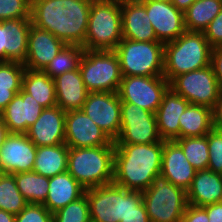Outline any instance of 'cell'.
Listing matches in <instances>:
<instances>
[{
	"mask_svg": "<svg viewBox=\"0 0 222 222\" xmlns=\"http://www.w3.org/2000/svg\"><path fill=\"white\" fill-rule=\"evenodd\" d=\"M180 138L202 137L213 129L212 109L189 104L179 118Z\"/></svg>",
	"mask_w": 222,
	"mask_h": 222,
	"instance_id": "29",
	"label": "cell"
},
{
	"mask_svg": "<svg viewBox=\"0 0 222 222\" xmlns=\"http://www.w3.org/2000/svg\"><path fill=\"white\" fill-rule=\"evenodd\" d=\"M84 50L79 45H65L43 71L54 79L65 72L78 69Z\"/></svg>",
	"mask_w": 222,
	"mask_h": 222,
	"instance_id": "33",
	"label": "cell"
},
{
	"mask_svg": "<svg viewBox=\"0 0 222 222\" xmlns=\"http://www.w3.org/2000/svg\"><path fill=\"white\" fill-rule=\"evenodd\" d=\"M27 204V200L18 190L14 175L2 173L0 175V210L17 215Z\"/></svg>",
	"mask_w": 222,
	"mask_h": 222,
	"instance_id": "32",
	"label": "cell"
},
{
	"mask_svg": "<svg viewBox=\"0 0 222 222\" xmlns=\"http://www.w3.org/2000/svg\"><path fill=\"white\" fill-rule=\"evenodd\" d=\"M187 192V203L204 207L222 202V174L203 169L196 172Z\"/></svg>",
	"mask_w": 222,
	"mask_h": 222,
	"instance_id": "24",
	"label": "cell"
},
{
	"mask_svg": "<svg viewBox=\"0 0 222 222\" xmlns=\"http://www.w3.org/2000/svg\"><path fill=\"white\" fill-rule=\"evenodd\" d=\"M43 110L44 107L21 89L0 113V117L10 133L25 134Z\"/></svg>",
	"mask_w": 222,
	"mask_h": 222,
	"instance_id": "18",
	"label": "cell"
},
{
	"mask_svg": "<svg viewBox=\"0 0 222 222\" xmlns=\"http://www.w3.org/2000/svg\"><path fill=\"white\" fill-rule=\"evenodd\" d=\"M6 32V61L24 63L28 49L31 19H11L0 21Z\"/></svg>",
	"mask_w": 222,
	"mask_h": 222,
	"instance_id": "26",
	"label": "cell"
},
{
	"mask_svg": "<svg viewBox=\"0 0 222 222\" xmlns=\"http://www.w3.org/2000/svg\"><path fill=\"white\" fill-rule=\"evenodd\" d=\"M120 222H150L143 201L136 207V211L129 213Z\"/></svg>",
	"mask_w": 222,
	"mask_h": 222,
	"instance_id": "43",
	"label": "cell"
},
{
	"mask_svg": "<svg viewBox=\"0 0 222 222\" xmlns=\"http://www.w3.org/2000/svg\"><path fill=\"white\" fill-rule=\"evenodd\" d=\"M85 188L68 171L49 178L48 195L43 204L52 214L85 194Z\"/></svg>",
	"mask_w": 222,
	"mask_h": 222,
	"instance_id": "25",
	"label": "cell"
},
{
	"mask_svg": "<svg viewBox=\"0 0 222 222\" xmlns=\"http://www.w3.org/2000/svg\"><path fill=\"white\" fill-rule=\"evenodd\" d=\"M142 197L150 222H181L188 205L187 192L161 173L142 192Z\"/></svg>",
	"mask_w": 222,
	"mask_h": 222,
	"instance_id": "7",
	"label": "cell"
},
{
	"mask_svg": "<svg viewBox=\"0 0 222 222\" xmlns=\"http://www.w3.org/2000/svg\"><path fill=\"white\" fill-rule=\"evenodd\" d=\"M115 145L69 147L67 171L85 189L113 183Z\"/></svg>",
	"mask_w": 222,
	"mask_h": 222,
	"instance_id": "4",
	"label": "cell"
},
{
	"mask_svg": "<svg viewBox=\"0 0 222 222\" xmlns=\"http://www.w3.org/2000/svg\"><path fill=\"white\" fill-rule=\"evenodd\" d=\"M122 39L121 0H92L82 47L87 50H115Z\"/></svg>",
	"mask_w": 222,
	"mask_h": 222,
	"instance_id": "5",
	"label": "cell"
},
{
	"mask_svg": "<svg viewBox=\"0 0 222 222\" xmlns=\"http://www.w3.org/2000/svg\"><path fill=\"white\" fill-rule=\"evenodd\" d=\"M0 222H15V215L4 210H0Z\"/></svg>",
	"mask_w": 222,
	"mask_h": 222,
	"instance_id": "50",
	"label": "cell"
},
{
	"mask_svg": "<svg viewBox=\"0 0 222 222\" xmlns=\"http://www.w3.org/2000/svg\"><path fill=\"white\" fill-rule=\"evenodd\" d=\"M203 208L207 211L209 222H222V202L209 204Z\"/></svg>",
	"mask_w": 222,
	"mask_h": 222,
	"instance_id": "44",
	"label": "cell"
},
{
	"mask_svg": "<svg viewBox=\"0 0 222 222\" xmlns=\"http://www.w3.org/2000/svg\"><path fill=\"white\" fill-rule=\"evenodd\" d=\"M6 32L7 30L0 22V61H6Z\"/></svg>",
	"mask_w": 222,
	"mask_h": 222,
	"instance_id": "47",
	"label": "cell"
},
{
	"mask_svg": "<svg viewBox=\"0 0 222 222\" xmlns=\"http://www.w3.org/2000/svg\"><path fill=\"white\" fill-rule=\"evenodd\" d=\"M197 170L189 163L180 145L175 141H164L161 174L173 185L187 191Z\"/></svg>",
	"mask_w": 222,
	"mask_h": 222,
	"instance_id": "21",
	"label": "cell"
},
{
	"mask_svg": "<svg viewBox=\"0 0 222 222\" xmlns=\"http://www.w3.org/2000/svg\"><path fill=\"white\" fill-rule=\"evenodd\" d=\"M162 141L155 113L132 103H121V130L115 144H149Z\"/></svg>",
	"mask_w": 222,
	"mask_h": 222,
	"instance_id": "11",
	"label": "cell"
},
{
	"mask_svg": "<svg viewBox=\"0 0 222 222\" xmlns=\"http://www.w3.org/2000/svg\"><path fill=\"white\" fill-rule=\"evenodd\" d=\"M195 1L196 0H171L172 4L183 12L186 11Z\"/></svg>",
	"mask_w": 222,
	"mask_h": 222,
	"instance_id": "48",
	"label": "cell"
},
{
	"mask_svg": "<svg viewBox=\"0 0 222 222\" xmlns=\"http://www.w3.org/2000/svg\"><path fill=\"white\" fill-rule=\"evenodd\" d=\"M15 222H53V214L43 204L28 203L15 215Z\"/></svg>",
	"mask_w": 222,
	"mask_h": 222,
	"instance_id": "39",
	"label": "cell"
},
{
	"mask_svg": "<svg viewBox=\"0 0 222 222\" xmlns=\"http://www.w3.org/2000/svg\"><path fill=\"white\" fill-rule=\"evenodd\" d=\"M121 24L123 38L144 42L159 41L140 0H121Z\"/></svg>",
	"mask_w": 222,
	"mask_h": 222,
	"instance_id": "20",
	"label": "cell"
},
{
	"mask_svg": "<svg viewBox=\"0 0 222 222\" xmlns=\"http://www.w3.org/2000/svg\"><path fill=\"white\" fill-rule=\"evenodd\" d=\"M203 33L212 48L222 46V10L208 24Z\"/></svg>",
	"mask_w": 222,
	"mask_h": 222,
	"instance_id": "40",
	"label": "cell"
},
{
	"mask_svg": "<svg viewBox=\"0 0 222 222\" xmlns=\"http://www.w3.org/2000/svg\"><path fill=\"white\" fill-rule=\"evenodd\" d=\"M211 50L203 32L185 31L164 43L163 76L170 82L180 74L209 66Z\"/></svg>",
	"mask_w": 222,
	"mask_h": 222,
	"instance_id": "3",
	"label": "cell"
},
{
	"mask_svg": "<svg viewBox=\"0 0 222 222\" xmlns=\"http://www.w3.org/2000/svg\"><path fill=\"white\" fill-rule=\"evenodd\" d=\"M91 222H120L143 201L142 192L114 183L85 190Z\"/></svg>",
	"mask_w": 222,
	"mask_h": 222,
	"instance_id": "6",
	"label": "cell"
},
{
	"mask_svg": "<svg viewBox=\"0 0 222 222\" xmlns=\"http://www.w3.org/2000/svg\"><path fill=\"white\" fill-rule=\"evenodd\" d=\"M92 0H31V23L66 45L83 46Z\"/></svg>",
	"mask_w": 222,
	"mask_h": 222,
	"instance_id": "1",
	"label": "cell"
},
{
	"mask_svg": "<svg viewBox=\"0 0 222 222\" xmlns=\"http://www.w3.org/2000/svg\"><path fill=\"white\" fill-rule=\"evenodd\" d=\"M66 44L47 30L31 24L28 36L26 69L44 70Z\"/></svg>",
	"mask_w": 222,
	"mask_h": 222,
	"instance_id": "19",
	"label": "cell"
},
{
	"mask_svg": "<svg viewBox=\"0 0 222 222\" xmlns=\"http://www.w3.org/2000/svg\"><path fill=\"white\" fill-rule=\"evenodd\" d=\"M213 129L222 131V94L212 109Z\"/></svg>",
	"mask_w": 222,
	"mask_h": 222,
	"instance_id": "45",
	"label": "cell"
},
{
	"mask_svg": "<svg viewBox=\"0 0 222 222\" xmlns=\"http://www.w3.org/2000/svg\"><path fill=\"white\" fill-rule=\"evenodd\" d=\"M190 103L170 87L164 93L155 115L159 135L164 141L180 138L179 118Z\"/></svg>",
	"mask_w": 222,
	"mask_h": 222,
	"instance_id": "22",
	"label": "cell"
},
{
	"mask_svg": "<svg viewBox=\"0 0 222 222\" xmlns=\"http://www.w3.org/2000/svg\"><path fill=\"white\" fill-rule=\"evenodd\" d=\"M22 89L44 108L57 105L54 79L42 70L25 69Z\"/></svg>",
	"mask_w": 222,
	"mask_h": 222,
	"instance_id": "27",
	"label": "cell"
},
{
	"mask_svg": "<svg viewBox=\"0 0 222 222\" xmlns=\"http://www.w3.org/2000/svg\"><path fill=\"white\" fill-rule=\"evenodd\" d=\"M9 134L10 132L8 131V128L4 125V122L0 117V149Z\"/></svg>",
	"mask_w": 222,
	"mask_h": 222,
	"instance_id": "49",
	"label": "cell"
},
{
	"mask_svg": "<svg viewBox=\"0 0 222 222\" xmlns=\"http://www.w3.org/2000/svg\"><path fill=\"white\" fill-rule=\"evenodd\" d=\"M181 222H209V218L203 207L188 204Z\"/></svg>",
	"mask_w": 222,
	"mask_h": 222,
	"instance_id": "42",
	"label": "cell"
},
{
	"mask_svg": "<svg viewBox=\"0 0 222 222\" xmlns=\"http://www.w3.org/2000/svg\"><path fill=\"white\" fill-rule=\"evenodd\" d=\"M79 70L88 92H118L122 74L114 50H84Z\"/></svg>",
	"mask_w": 222,
	"mask_h": 222,
	"instance_id": "9",
	"label": "cell"
},
{
	"mask_svg": "<svg viewBox=\"0 0 222 222\" xmlns=\"http://www.w3.org/2000/svg\"><path fill=\"white\" fill-rule=\"evenodd\" d=\"M19 92L20 90L0 89V113L7 107L14 96Z\"/></svg>",
	"mask_w": 222,
	"mask_h": 222,
	"instance_id": "46",
	"label": "cell"
},
{
	"mask_svg": "<svg viewBox=\"0 0 222 222\" xmlns=\"http://www.w3.org/2000/svg\"><path fill=\"white\" fill-rule=\"evenodd\" d=\"M209 170L222 174V131L212 129L208 133Z\"/></svg>",
	"mask_w": 222,
	"mask_h": 222,
	"instance_id": "38",
	"label": "cell"
},
{
	"mask_svg": "<svg viewBox=\"0 0 222 222\" xmlns=\"http://www.w3.org/2000/svg\"><path fill=\"white\" fill-rule=\"evenodd\" d=\"M37 146L25 135L10 133L0 149V170L16 174L33 170Z\"/></svg>",
	"mask_w": 222,
	"mask_h": 222,
	"instance_id": "16",
	"label": "cell"
},
{
	"mask_svg": "<svg viewBox=\"0 0 222 222\" xmlns=\"http://www.w3.org/2000/svg\"><path fill=\"white\" fill-rule=\"evenodd\" d=\"M222 10V0H196L184 11L186 31L203 32Z\"/></svg>",
	"mask_w": 222,
	"mask_h": 222,
	"instance_id": "30",
	"label": "cell"
},
{
	"mask_svg": "<svg viewBox=\"0 0 222 222\" xmlns=\"http://www.w3.org/2000/svg\"><path fill=\"white\" fill-rule=\"evenodd\" d=\"M182 148L189 163L197 170L208 168V134L202 137H185L175 140Z\"/></svg>",
	"mask_w": 222,
	"mask_h": 222,
	"instance_id": "34",
	"label": "cell"
},
{
	"mask_svg": "<svg viewBox=\"0 0 222 222\" xmlns=\"http://www.w3.org/2000/svg\"><path fill=\"white\" fill-rule=\"evenodd\" d=\"M68 151L65 143L37 147L33 171L47 178L67 171Z\"/></svg>",
	"mask_w": 222,
	"mask_h": 222,
	"instance_id": "28",
	"label": "cell"
},
{
	"mask_svg": "<svg viewBox=\"0 0 222 222\" xmlns=\"http://www.w3.org/2000/svg\"><path fill=\"white\" fill-rule=\"evenodd\" d=\"M210 65L216 77L220 93L222 94V46L212 48Z\"/></svg>",
	"mask_w": 222,
	"mask_h": 222,
	"instance_id": "41",
	"label": "cell"
},
{
	"mask_svg": "<svg viewBox=\"0 0 222 222\" xmlns=\"http://www.w3.org/2000/svg\"><path fill=\"white\" fill-rule=\"evenodd\" d=\"M114 142L121 130V100L117 92H88L81 109Z\"/></svg>",
	"mask_w": 222,
	"mask_h": 222,
	"instance_id": "13",
	"label": "cell"
},
{
	"mask_svg": "<svg viewBox=\"0 0 222 222\" xmlns=\"http://www.w3.org/2000/svg\"><path fill=\"white\" fill-rule=\"evenodd\" d=\"M25 69L20 62L0 61V89L21 90Z\"/></svg>",
	"mask_w": 222,
	"mask_h": 222,
	"instance_id": "36",
	"label": "cell"
},
{
	"mask_svg": "<svg viewBox=\"0 0 222 222\" xmlns=\"http://www.w3.org/2000/svg\"><path fill=\"white\" fill-rule=\"evenodd\" d=\"M18 190L30 204H44L48 195L49 178L35 171L13 174Z\"/></svg>",
	"mask_w": 222,
	"mask_h": 222,
	"instance_id": "31",
	"label": "cell"
},
{
	"mask_svg": "<svg viewBox=\"0 0 222 222\" xmlns=\"http://www.w3.org/2000/svg\"><path fill=\"white\" fill-rule=\"evenodd\" d=\"M66 112L59 106L44 108L39 118L25 135L37 146H53L65 143Z\"/></svg>",
	"mask_w": 222,
	"mask_h": 222,
	"instance_id": "17",
	"label": "cell"
},
{
	"mask_svg": "<svg viewBox=\"0 0 222 222\" xmlns=\"http://www.w3.org/2000/svg\"><path fill=\"white\" fill-rule=\"evenodd\" d=\"M53 222H91L87 195L54 212Z\"/></svg>",
	"mask_w": 222,
	"mask_h": 222,
	"instance_id": "35",
	"label": "cell"
},
{
	"mask_svg": "<svg viewBox=\"0 0 222 222\" xmlns=\"http://www.w3.org/2000/svg\"><path fill=\"white\" fill-rule=\"evenodd\" d=\"M56 103L63 111L81 110L88 90L78 69L65 72L54 78Z\"/></svg>",
	"mask_w": 222,
	"mask_h": 222,
	"instance_id": "23",
	"label": "cell"
},
{
	"mask_svg": "<svg viewBox=\"0 0 222 222\" xmlns=\"http://www.w3.org/2000/svg\"><path fill=\"white\" fill-rule=\"evenodd\" d=\"M164 140L149 144H115L113 183L145 191L161 173Z\"/></svg>",
	"mask_w": 222,
	"mask_h": 222,
	"instance_id": "2",
	"label": "cell"
},
{
	"mask_svg": "<svg viewBox=\"0 0 222 222\" xmlns=\"http://www.w3.org/2000/svg\"><path fill=\"white\" fill-rule=\"evenodd\" d=\"M122 76H163L164 43L123 38L114 50Z\"/></svg>",
	"mask_w": 222,
	"mask_h": 222,
	"instance_id": "8",
	"label": "cell"
},
{
	"mask_svg": "<svg viewBox=\"0 0 222 222\" xmlns=\"http://www.w3.org/2000/svg\"><path fill=\"white\" fill-rule=\"evenodd\" d=\"M65 144L89 148L115 143L82 110H70L65 116Z\"/></svg>",
	"mask_w": 222,
	"mask_h": 222,
	"instance_id": "15",
	"label": "cell"
},
{
	"mask_svg": "<svg viewBox=\"0 0 222 222\" xmlns=\"http://www.w3.org/2000/svg\"><path fill=\"white\" fill-rule=\"evenodd\" d=\"M169 87L190 104L213 109L220 97V90L211 65L174 77Z\"/></svg>",
	"mask_w": 222,
	"mask_h": 222,
	"instance_id": "10",
	"label": "cell"
},
{
	"mask_svg": "<svg viewBox=\"0 0 222 222\" xmlns=\"http://www.w3.org/2000/svg\"><path fill=\"white\" fill-rule=\"evenodd\" d=\"M30 17L31 0H0V21Z\"/></svg>",
	"mask_w": 222,
	"mask_h": 222,
	"instance_id": "37",
	"label": "cell"
},
{
	"mask_svg": "<svg viewBox=\"0 0 222 222\" xmlns=\"http://www.w3.org/2000/svg\"><path fill=\"white\" fill-rule=\"evenodd\" d=\"M146 8L155 35L160 42L176 40L185 31L184 12L171 1L140 0Z\"/></svg>",
	"mask_w": 222,
	"mask_h": 222,
	"instance_id": "14",
	"label": "cell"
},
{
	"mask_svg": "<svg viewBox=\"0 0 222 222\" xmlns=\"http://www.w3.org/2000/svg\"><path fill=\"white\" fill-rule=\"evenodd\" d=\"M168 88L164 76H122L117 93L121 103H132L156 113Z\"/></svg>",
	"mask_w": 222,
	"mask_h": 222,
	"instance_id": "12",
	"label": "cell"
}]
</instances>
